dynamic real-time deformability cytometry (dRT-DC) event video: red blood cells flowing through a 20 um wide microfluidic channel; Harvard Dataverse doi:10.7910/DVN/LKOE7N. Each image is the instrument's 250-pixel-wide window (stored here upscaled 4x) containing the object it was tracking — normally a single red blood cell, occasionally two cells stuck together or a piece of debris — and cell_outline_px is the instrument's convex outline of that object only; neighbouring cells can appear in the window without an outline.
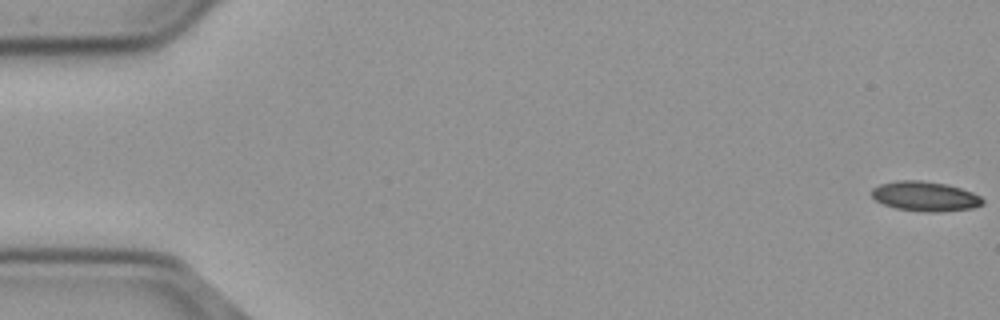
{"species": "common noctule bat (a hibernating species)", "species_latin": "Nyctalus noctula", "temperature_condition": "cold", "stored_images_in_passage": 56, "camera_frame_rate_fps": 3000, "um_per_image_px": 0.085, "animal": {"sex": "male", "body_mass_g": 23.1, "forearm_length_mm": 52.7}, "frame": {"image": 1, "passage_image": 1, "time_ms": 0.0, "image_size_px": [1000, 320], "cell_outline_px": [[984, 204], [972, 208], [940, 212], [920, 212], [896, 208], [884, 204], [876, 200], [872, 196], [872, 188], [880, 184], [896, 180], [920, 180], [944, 184], [960, 188], [972, 192], [980, 196], [984, 200]], "centroid_in_image_um": [78.63, 16.69], "position_along_channel_um": 6.4, "area_um2": 19.25}}
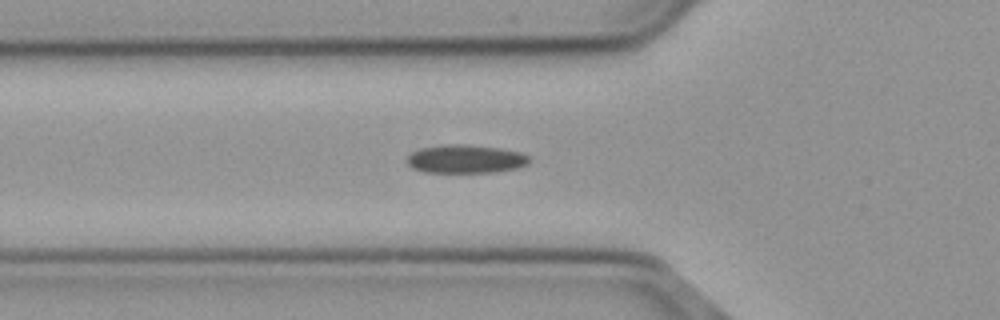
{"frame": {"image": 2, "passage_image": 20, "time_ms": 6.333, "image_size_px": [1000, 320], "cell_outline_px": [[528, 164], [516, 168], [492, 172], [424, 172], [412, 168], [408, 164], [408, 156], [412, 152], [420, 148], [444, 144], [468, 144], [500, 148], [520, 152], [528, 156]], "centroid_in_image_um": [39.55, 13.5], "position_along_channel_um": 86.2, "area_um2": 20.17}}
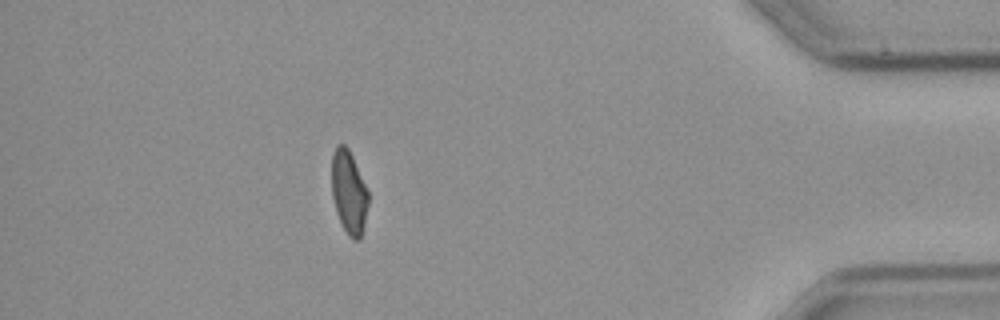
{"frame": {"image": 3, "passage_image": 50, "time_ms": 16.333, "image_size_px": [1000, 320], "cell_outline_px": [[368, 204], [364, 224], [360, 240], [352, 240], [348, 236], [336, 212], [332, 196], [332, 152], [336, 144], [344, 144], [348, 148], [352, 156], [368, 192]], "centroid_in_image_um": [29.64, 16.34], "position_along_channel_um": 405.6, "area_um2": 17.63}, "authors_computed_cell_mechanics": {"area_um2": 19.4208, "velocity_mm_per_s": 3.6904, "shape_relaxation_time_tau1_ms": null, "shape_relaxation_time_tau2_ms": 6.8618, "deformation_change_tau1": null, "deformation_change_tau2": 0.1346}}